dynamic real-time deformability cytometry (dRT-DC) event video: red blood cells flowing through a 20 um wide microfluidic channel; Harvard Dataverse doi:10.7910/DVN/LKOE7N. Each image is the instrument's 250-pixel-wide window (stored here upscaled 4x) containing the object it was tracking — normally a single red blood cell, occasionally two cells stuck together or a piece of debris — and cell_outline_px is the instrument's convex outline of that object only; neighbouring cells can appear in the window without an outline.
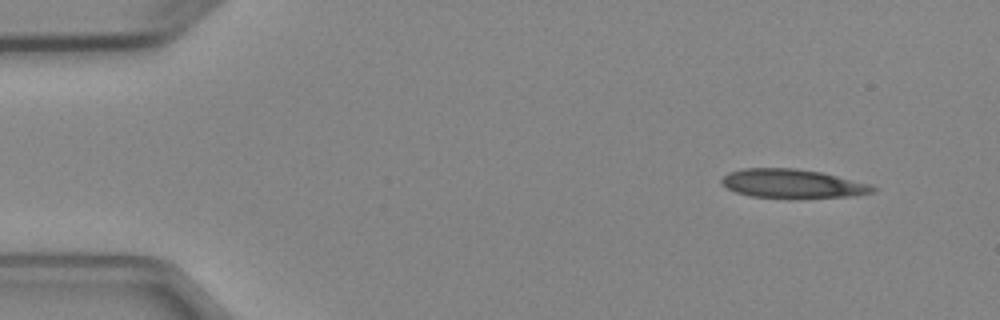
{"species": "Egyptian fruit bat (a non-hibernating species)", "species_latin": "Rousettus aegyptiacus", "temperature_condition": "cold", "stored_images_in_passage": 4, "camera_frame_rate_fps": 3000, "um_per_image_px": 0.085, "animal": {"sex": "female"}, "frame": {"image": 1, "passage_image": 1, "time_ms": 0.0, "image_size_px": [1000, 320], "cell_outline_px": [[880, 188], [876, 192], [848, 196], [752, 196], [736, 192], [728, 188], [720, 180], [728, 172], [744, 168], [796, 168], [820, 172], [868, 184]], "centroid_in_image_um": [67.34, 15.57], "position_along_channel_um": 17.7, "area_um2": 24.45}}